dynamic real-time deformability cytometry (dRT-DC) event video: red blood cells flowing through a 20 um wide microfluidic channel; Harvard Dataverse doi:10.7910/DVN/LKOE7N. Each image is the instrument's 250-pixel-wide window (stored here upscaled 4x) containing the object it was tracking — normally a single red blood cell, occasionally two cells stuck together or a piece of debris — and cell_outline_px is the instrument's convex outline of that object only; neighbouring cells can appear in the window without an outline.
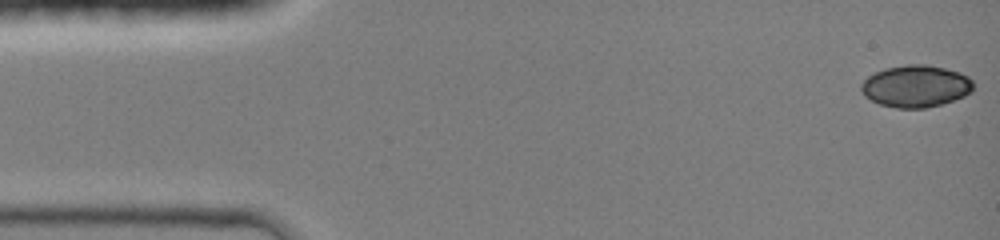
{"species": "common noctule bat (a hibernating species)", "species_latin": "Nyctalus noctula", "temperature_condition": "room temperature", "stored_images_in_passage": 44, "camera_frame_rate_fps": 3000, "um_per_image_px": 0.085, "animal": {"sex": "female", "body_mass_g": 19.0, "forearm_length_mm": 51.5}, "frame": {"image": 1, "passage_image": 1, "time_ms": 0.0, "image_size_px": [1000, 240], "cell_outline_px": [[972, 92], [964, 96], [940, 104], [924, 108], [896, 108], [880, 104], [864, 96], [860, 88], [860, 84], [868, 76], [884, 68], [908, 64], [928, 64], [960, 72], [968, 76], [972, 80]], "centroid_in_image_um": [77.83, 7.31], "position_along_channel_um": 7.2, "area_um2": 27.46}}
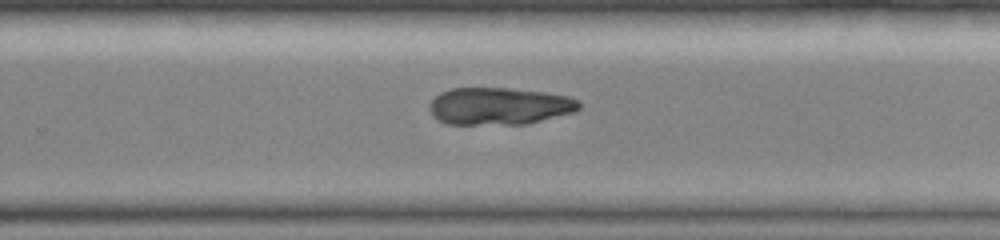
{"frame": {"image": 2, "passage_image": 29, "time_ms": 9.333, "image_size_px": [1000, 240], "cell_outline_px": [[580, 108], [576, 112], [528, 124], [448, 124], [432, 116], [428, 108], [432, 100], [440, 92], [452, 88], [508, 88], [544, 92], [568, 96], [580, 100]], "centroid_in_image_um": [42.46, 9.02], "position_along_channel_um": 287.3, "area_um2": 32.71}}
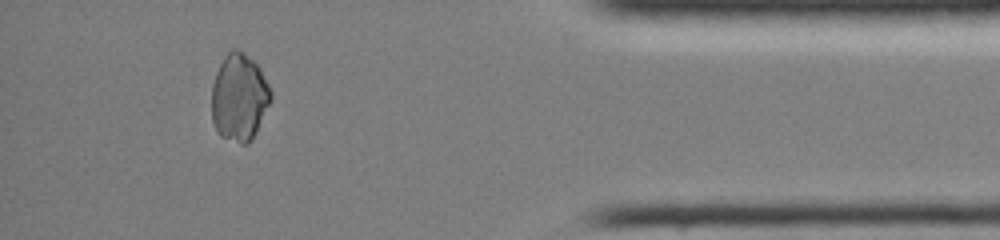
{"frame": {"image": 3, "passage_image": 40, "time_ms": 13.0, "image_size_px": [1000, 240], "cell_outline_px": [[272, 100], [252, 140], [248, 144], [240, 144], [220, 136], [216, 132], [212, 120], [212, 84], [216, 72], [224, 56], [232, 48], [236, 48], [244, 52], [260, 68], [272, 92]], "centroid_in_image_um": [20.33, 8.29], "position_along_channel_um": 414.9, "area_um2": 30.4}}